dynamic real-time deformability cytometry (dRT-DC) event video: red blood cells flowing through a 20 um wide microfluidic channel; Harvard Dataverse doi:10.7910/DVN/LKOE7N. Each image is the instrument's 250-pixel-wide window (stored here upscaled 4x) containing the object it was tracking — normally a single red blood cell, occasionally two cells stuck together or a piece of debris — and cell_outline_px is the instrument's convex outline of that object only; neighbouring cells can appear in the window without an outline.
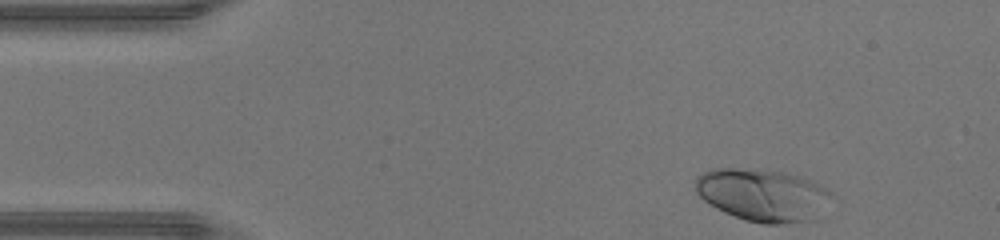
{"species": "human", "species_latin": "Homo sapiens", "temperature_condition": "warm", "stored_images_in_passage": 34, "camera_frame_rate_fps": 3000, "um_per_image_px": 0.085, "donor": {"sex": "male"}, "frame": {"image": 1, "passage_image": 1, "time_ms": 0.0, "image_size_px": [1000, 240], "cell_outline_px": [[836, 196], [804, 220], [784, 224], [760, 224], [744, 220], [724, 212], [716, 208], [704, 200], [696, 192], [696, 176], [712, 168], [756, 168], [788, 172], [812, 180], [828, 188]], "centroid_in_image_um": [64.79, 16.53], "position_along_channel_um": 20.2, "area_um2": 41.56}}
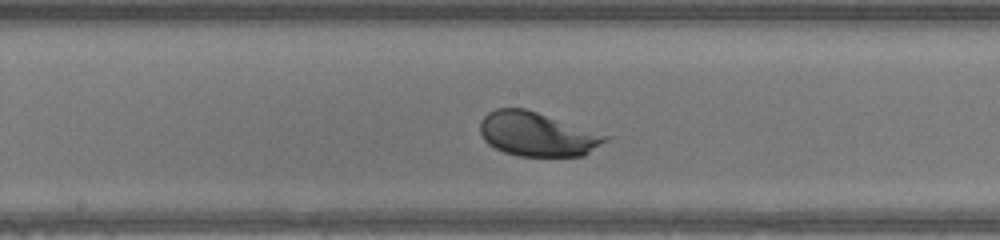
{"frame": {"image": 2, "passage_image": 19, "time_ms": 6.0, "image_size_px": [1000, 240], "cell_outline_px": [[612, 136], [608, 140], [584, 156], [516, 156], [504, 152], [488, 144], [484, 140], [480, 132], [480, 120], [488, 112], [496, 108], [524, 108]], "centroid_in_image_um": [45.66, 11.41], "position_along_channel_um": 202.5, "area_um2": 32.31}}
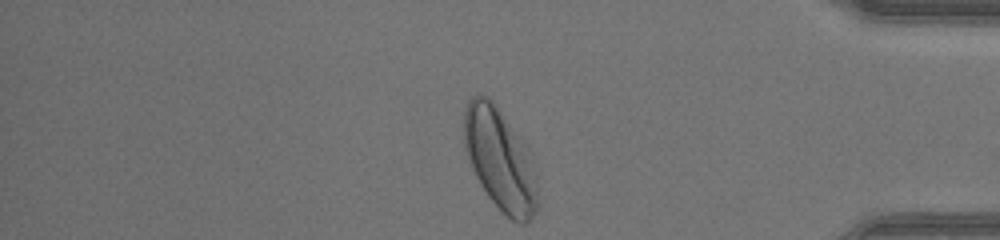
{"frame": {"image": 3, "passage_image": 34, "time_ms": 11.0, "image_size_px": [1000, 240], "cell_outline_px": [[536, 212], [524, 224], [520, 224], [512, 220], [488, 196], [480, 184], [472, 168], [464, 148], [464, 112], [468, 100], [472, 96], [480, 92], [488, 96], [492, 100], [512, 132], [524, 156], [536, 188]], "centroid_in_image_um": [42.35, 13.56], "position_along_channel_um": 392.8, "area_um2": 40.81}, "authors_computed_cell_mechanics": {"area_um2": 34.1309, "velocity_mm_per_s": 4.4477, "shape_relaxation_time_tau1_ms": 1.1507, "shape_relaxation_time_tau2_ms": null, "deformation_change_tau1": 0.1246, "deformation_change_tau2": null}}